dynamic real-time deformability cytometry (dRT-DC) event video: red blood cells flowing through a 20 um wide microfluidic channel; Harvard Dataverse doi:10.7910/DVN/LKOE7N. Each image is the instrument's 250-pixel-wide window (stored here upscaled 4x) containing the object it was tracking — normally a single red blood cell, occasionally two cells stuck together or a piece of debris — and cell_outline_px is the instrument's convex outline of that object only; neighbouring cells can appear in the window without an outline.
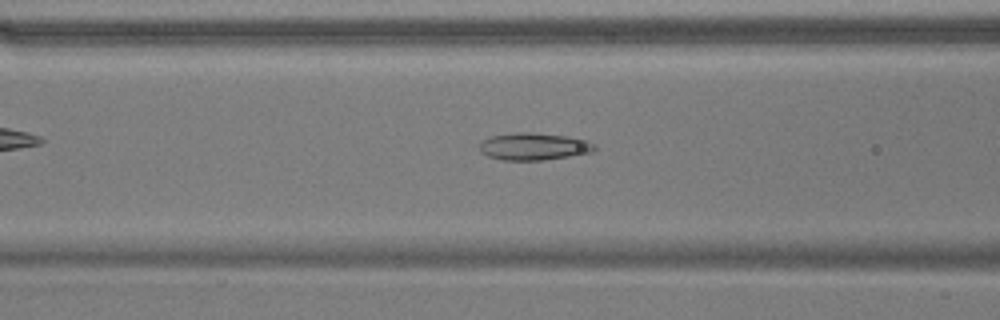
{"species": "common noctule bat (a hibernating species)", "species_latin": "Nyctalus noctula", "temperature_condition": "warm", "stored_images_in_passage": 52, "camera_frame_rate_fps": 3000, "um_per_image_px": 0.085, "animal": {"sex": "male", "body_mass_g": 17.9}, "frame": {"image": 1, "passage_image": 21, "time_ms": 6.667, "image_size_px": [1000, 320], "cell_outline_px": [[596, 148], [592, 152], [544, 160], [504, 160], [488, 156], [480, 152], [480, 144], [484, 140], [492, 136], [520, 132], [532, 132], [564, 136], [588, 140], [596, 144]], "centroid_in_image_um": [45.4, 12.45], "position_along_channel_um": 121.2, "area_um2": 18.09}}
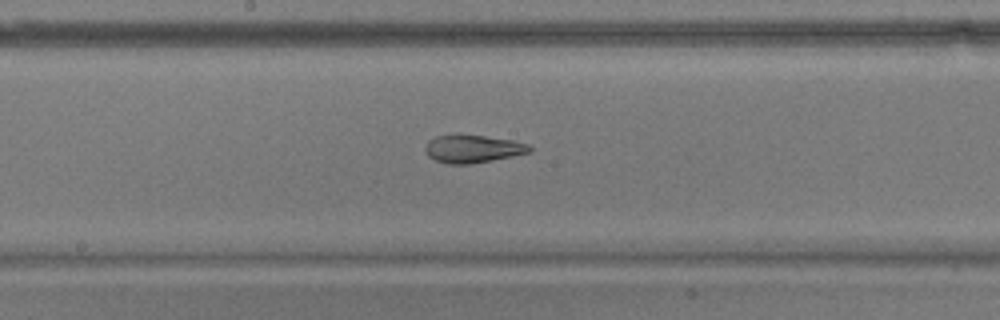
{"frame": {"image": 2, "passage_image": 28, "time_ms": 9.0, "image_size_px": [1000, 320], "cell_outline_px": [[532, 152], [472, 164], [448, 164], [436, 160], [428, 156], [424, 152], [424, 148], [428, 140], [436, 136], [484, 136], [512, 140], [528, 144], [532, 148]], "centroid_in_image_um": [40.18, 12.67], "position_along_channel_um": 208.0, "area_um2": 16.7}}
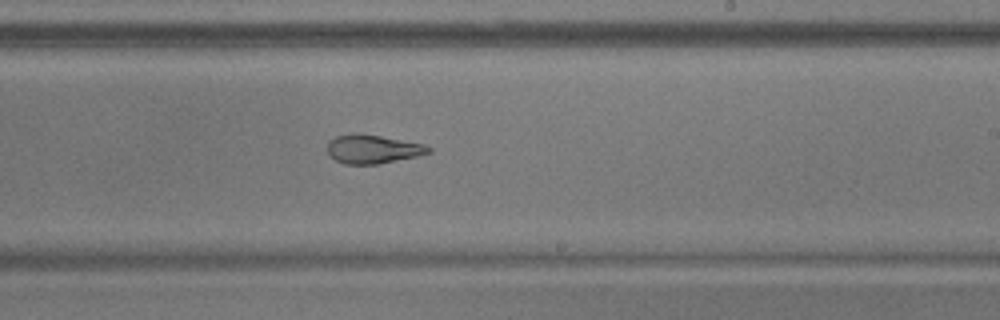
{"frame": {"image": 3, "passage_image": 32, "time_ms": 10.333, "image_size_px": [1000, 320], "cell_outline_px": [[432, 152], [416, 156], [376, 164], [344, 164], [336, 160], [328, 152], [328, 140], [336, 136], [352, 132], [356, 132], [380, 136], [424, 144], [432, 148]], "centroid_in_image_um": [31.66, 12.65], "position_along_channel_um": 257.3, "area_um2": 16.88}, "authors_computed_cell_mechanics": {"area_um2": 20.6635, "velocity_mm_per_s": 3.7086, "shape_relaxation_time_tau1_ms": null, "shape_relaxation_time_tau2_ms": 2.6822, "deformation_change_tau1": null, "deformation_change_tau2": 0.072}}